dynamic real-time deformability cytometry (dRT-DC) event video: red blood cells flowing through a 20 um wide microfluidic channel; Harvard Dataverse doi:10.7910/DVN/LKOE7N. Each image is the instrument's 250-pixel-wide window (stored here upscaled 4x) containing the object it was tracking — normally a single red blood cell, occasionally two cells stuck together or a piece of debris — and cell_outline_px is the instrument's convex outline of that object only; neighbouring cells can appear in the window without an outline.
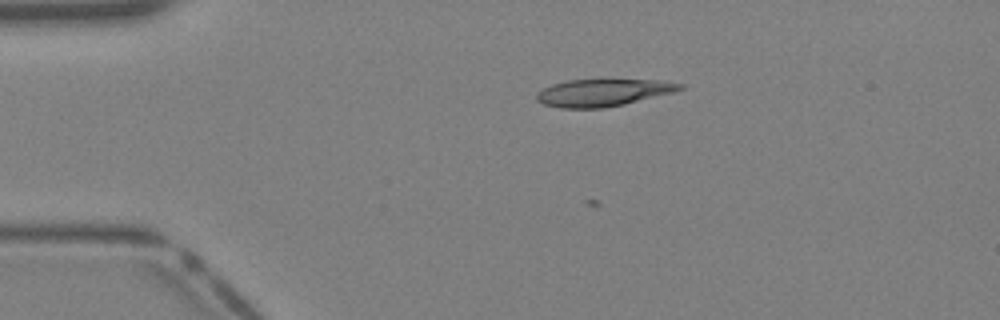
{"species": "Egyptian fruit bat (a non-hibernating species)", "species_latin": "Rousettus aegyptiacus", "temperature_condition": "warm", "stored_images_in_passage": 37, "camera_frame_rate_fps": 3000, "um_per_image_px": 0.085, "animal": {"sex": "female"}, "frame": {"image": 1, "passage_image": 4, "time_ms": 1.0, "image_size_px": [1000, 320], "cell_outline_px": [[684, 88], [676, 92], [624, 104], [604, 108], [560, 108], [544, 104], [536, 100], [536, 92], [552, 84], [568, 80], [604, 76], [660, 80], [684, 84]], "centroid_in_image_um": [51.31, 7.81], "position_along_channel_um": 33.7, "area_um2": 24.1}}
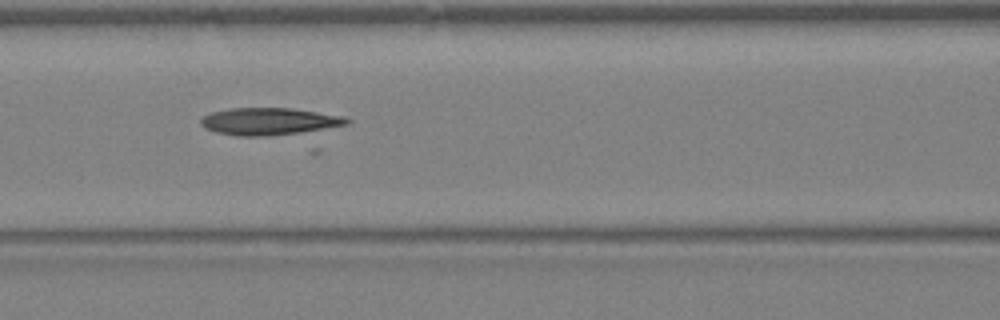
{"frame": {"image": 2, "passage_image": 13, "time_ms": 4.0, "image_size_px": [1000, 320], "cell_outline_px": [[352, 120], [348, 124], [316, 132], [268, 136], [236, 136], [216, 132], [204, 128], [200, 124], [200, 120], [204, 116], [212, 112], [228, 108], [292, 108], [344, 116]], "centroid_in_image_um": [22.95, 10.33], "position_along_channel_um": 143.7, "area_um2": 23.76}}
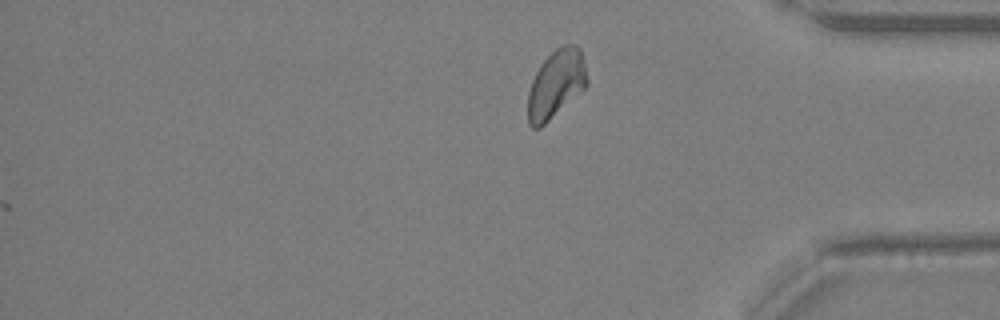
{"frame": {"image": 3, "passage_image": 37, "time_ms": 12.0, "image_size_px": [1000, 320], "cell_outline_px": [[588, 84], [584, 88], [540, 128], [532, 128], [528, 124], [528, 92], [532, 80], [540, 64], [556, 48], [564, 44], [576, 44], [580, 48], [584, 60], [588, 80]], "centroid_in_image_um": [47.26, 7.12], "position_along_channel_um": 387.9, "area_um2": 23.35}}